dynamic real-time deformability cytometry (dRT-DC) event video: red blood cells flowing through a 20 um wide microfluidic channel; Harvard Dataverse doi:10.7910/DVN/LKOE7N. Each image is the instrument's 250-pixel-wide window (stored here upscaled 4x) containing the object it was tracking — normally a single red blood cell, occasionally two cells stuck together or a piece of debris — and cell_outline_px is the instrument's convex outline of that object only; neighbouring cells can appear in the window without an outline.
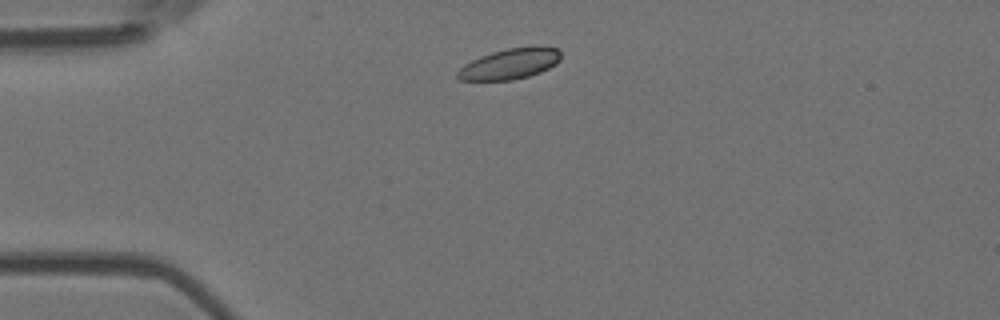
{"species": "Egyptian fruit bat (a non-hibernating species)", "species_latin": "Rousettus aegyptiacus", "temperature_condition": "room temperature", "stored_images_in_passage": 10, "camera_frame_rate_fps": 3000, "um_per_image_px": 0.085, "animal": {"sex": "female"}, "frame": {"image": 1, "passage_image": 1, "time_ms": 0.0, "image_size_px": [1000, 320], "cell_outline_px": [[560, 60], [556, 64], [540, 72], [528, 76], [512, 80], [460, 80], [456, 76], [456, 72], [464, 64], [480, 56], [492, 52], [508, 48], [532, 44], [556, 48], [560, 52]], "centroid_in_image_um": [43.35, 5.4], "position_along_channel_um": 41.6, "area_um2": 18.67}}
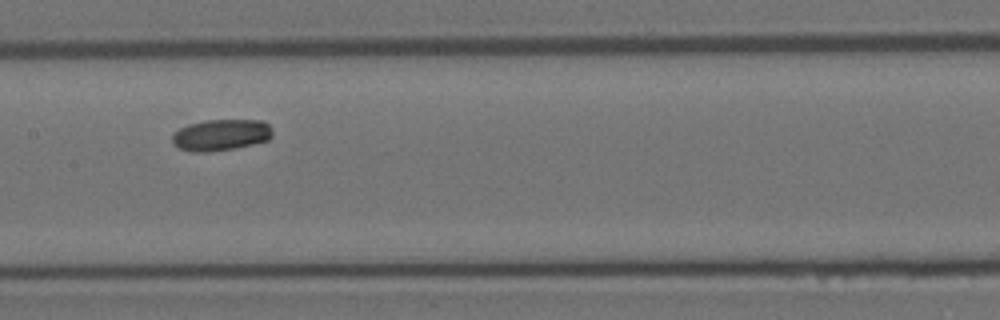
{"frame": {"image": 2, "passage_image": 5, "time_ms": 1.333, "image_size_px": [1000, 320], "cell_outline_px": [[272, 136], [268, 140], [252, 144], [232, 148], [208, 152], [192, 152], [180, 148], [172, 144], [172, 132], [188, 124], [204, 120], [264, 120], [272, 128]], "centroid_in_image_um": [18.76, 11.46], "position_along_channel_um": 188.6, "area_um2": 18.44}}
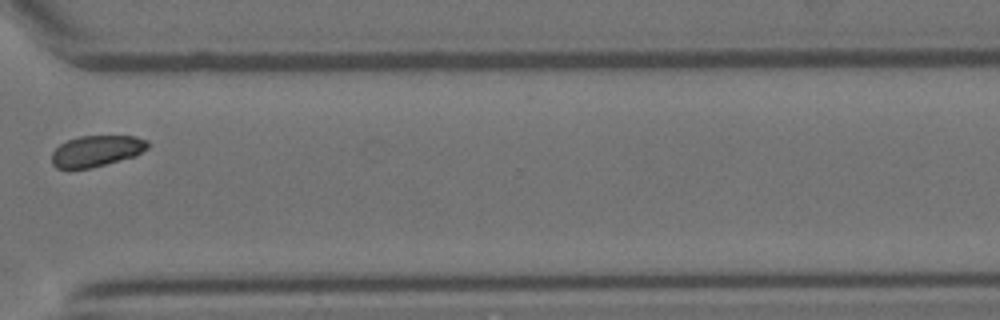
{"frame": {"image": 3, "passage_image": 9, "time_ms": 2.667, "image_size_px": [1000, 320], "cell_outline_px": [[148, 148], [136, 156], [92, 168], [68, 172], [56, 168], [52, 164], [52, 152], [60, 144], [68, 140], [80, 136], [136, 136], [148, 140]], "centroid_in_image_um": [8.17, 12.88], "position_along_channel_um": 362.4, "area_um2": 17.98}}